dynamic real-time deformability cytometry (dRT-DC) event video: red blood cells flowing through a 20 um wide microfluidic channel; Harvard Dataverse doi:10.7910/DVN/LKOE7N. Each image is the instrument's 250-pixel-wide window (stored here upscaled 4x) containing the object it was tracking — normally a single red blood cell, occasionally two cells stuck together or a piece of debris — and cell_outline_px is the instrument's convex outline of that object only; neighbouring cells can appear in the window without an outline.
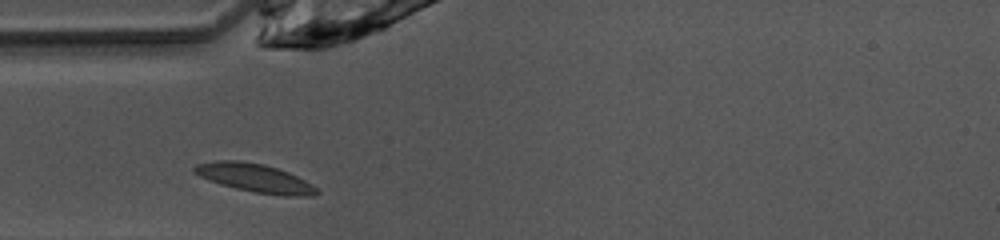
{"species": "common noctule bat (a hibernating species)", "species_latin": "Nyctalus noctula", "temperature_condition": "warm", "stored_images_in_passage": 25, "camera_frame_rate_fps": 3000, "um_per_image_px": 0.085, "animal": {"sex": "female", "body_mass_g": 10.0, "forearm_length_mm": 53.1}, "frame": {"image": 1, "passage_image": 1, "time_ms": 0.0, "image_size_px": [1000, 240], "cell_outline_px": [[320, 192], [312, 196], [288, 196], [256, 192], [236, 188], [208, 180], [192, 172], [192, 168], [196, 164], [216, 160], [240, 160], [264, 164], [288, 172], [312, 184]], "centroid_in_image_um": [21.64, 15.11], "position_along_channel_um": 63.4, "area_um2": 20.17}}
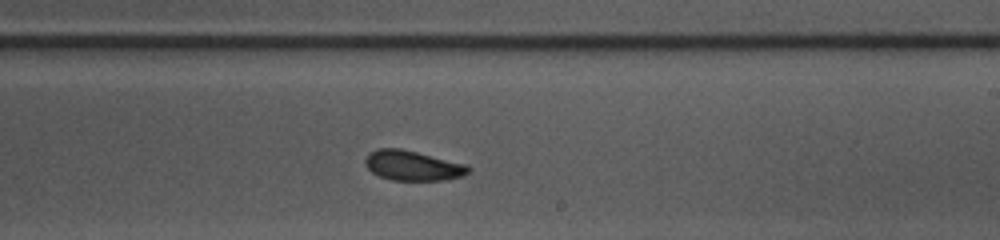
{"frame": {"image": 2, "passage_image": 15, "time_ms": 4.667, "image_size_px": [1000, 240], "cell_outline_px": [[472, 168], [464, 176], [444, 180], [392, 180], [380, 176], [372, 172], [364, 164], [364, 160], [376, 148], [400, 148], [464, 164]], "centroid_in_image_um": [35.07, 14.08], "position_along_channel_um": 253.9, "area_um2": 17.74}}
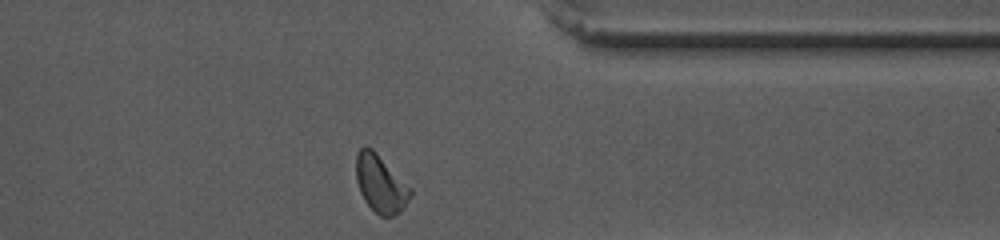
{"frame": {"image": 3, "passage_image": 25, "time_ms": 8.0, "image_size_px": [1000, 240], "cell_outline_px": [[412, 196], [404, 208], [400, 212], [392, 216], [380, 216], [364, 200], [360, 192], [356, 180], [356, 156], [360, 148], [372, 148], [412, 188]], "centroid_in_image_um": [32.37, 15.64], "position_along_channel_um": 379.0, "area_um2": 18.15}, "authors_computed_cell_mechanics": {"area_um2": 18.0336, "velocity_mm_per_s": 4.0642, "shape_relaxation_time_tau1_ms": 3.0078, "shape_relaxation_time_tau2_ms": 2.6203, "deformation_change_tau1": 0.1141, "deformation_change_tau2": 0.0771}}